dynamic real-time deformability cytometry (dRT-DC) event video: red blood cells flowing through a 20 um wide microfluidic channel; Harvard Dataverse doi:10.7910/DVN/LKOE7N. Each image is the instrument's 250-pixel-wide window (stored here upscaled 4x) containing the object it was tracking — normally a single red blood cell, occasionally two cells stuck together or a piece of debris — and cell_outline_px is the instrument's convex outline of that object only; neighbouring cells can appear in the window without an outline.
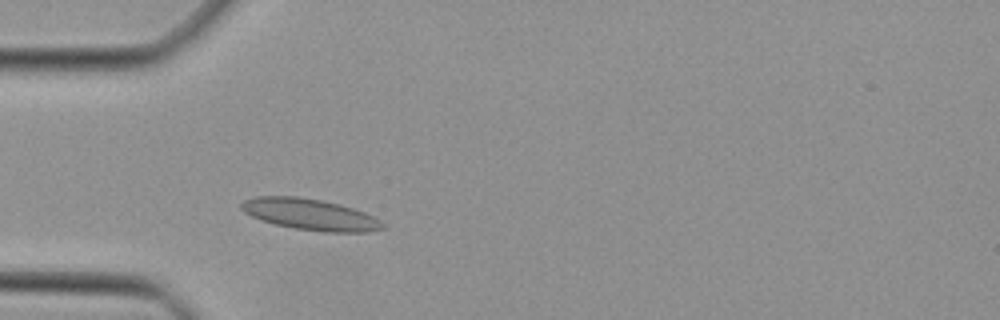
{"species": "Egyptian fruit bat (a non-hibernating species)", "species_latin": "Rousettus aegyptiacus", "temperature_condition": "cold", "stored_images_in_passage": 36, "camera_frame_rate_fps": 3000, "um_per_image_px": 0.085, "animal": {"sex": "female"}, "frame": {"image": 1, "passage_image": 3, "time_ms": 0.667, "image_size_px": [1000, 320], "cell_outline_px": [[384, 228], [368, 232], [324, 232], [296, 228], [276, 224], [260, 220], [244, 212], [240, 208], [240, 204], [244, 200], [256, 196], [296, 196], [320, 200], [352, 208], [364, 212], [380, 220], [384, 224]], "centroid_in_image_um": [26.33, 18.23], "position_along_channel_um": 58.7, "area_um2": 25.49}}
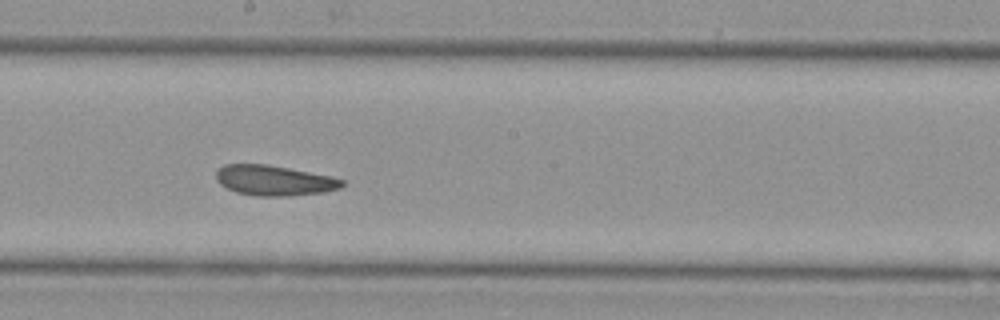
{"frame": {"image": 2, "passage_image": 15, "time_ms": 4.667, "image_size_px": [1000, 320], "cell_outline_px": [[344, 184], [340, 188], [324, 192], [288, 196], [256, 196], [236, 192], [220, 184], [216, 180], [216, 172], [224, 164], [268, 164], [332, 176], [344, 180]], "centroid_in_image_um": [23.31, 15.33], "position_along_channel_um": 224.9, "area_um2": 22.25}}
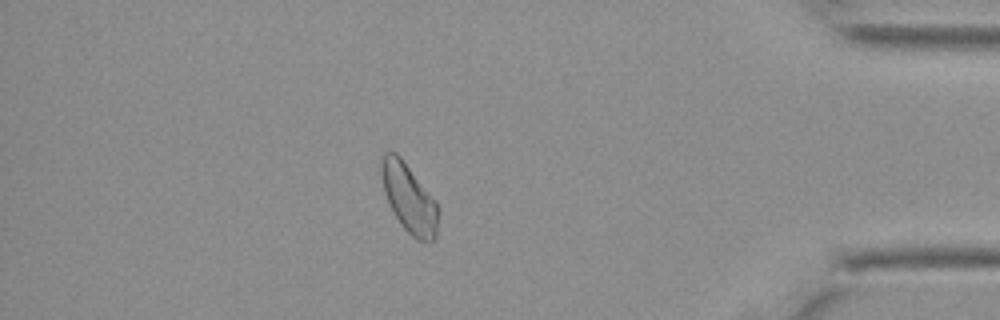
{"frame": {"image": 3, "passage_image": 30, "time_ms": 9.667, "image_size_px": [1000, 320], "cell_outline_px": [[440, 212], [436, 240], [428, 244], [416, 240], [400, 224], [388, 204], [384, 192], [380, 172], [380, 164], [384, 152], [396, 152], [400, 156], [436, 200]], "centroid_in_image_um": [34.8, 16.9], "position_along_channel_um": 400.4, "area_um2": 23.41}}